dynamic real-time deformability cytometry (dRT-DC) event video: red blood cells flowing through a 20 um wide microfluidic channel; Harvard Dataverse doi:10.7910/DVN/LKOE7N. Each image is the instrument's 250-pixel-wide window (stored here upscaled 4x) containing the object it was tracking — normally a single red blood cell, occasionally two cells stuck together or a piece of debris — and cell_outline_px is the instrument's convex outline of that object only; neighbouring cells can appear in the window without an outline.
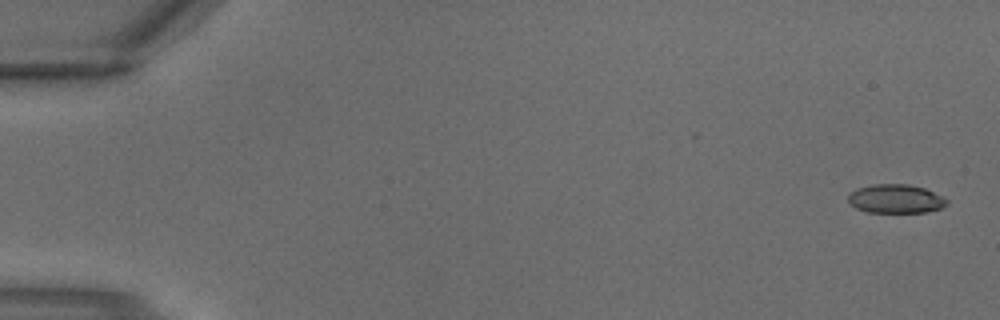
{"species": "common noctule bat (a hibernating species)", "species_latin": "Nyctalus noctula", "temperature_condition": "warm", "stored_images_in_passage": 3, "camera_frame_rate_fps": 3000, "um_per_image_px": 0.085, "animal": {"sex": "male", "body_mass_g": 18.8}, "frame": {"image": 1, "passage_image": 1, "time_ms": 0.0, "image_size_px": [1000, 320], "cell_outline_px": [[948, 204], [940, 208], [924, 212], [868, 212], [856, 208], [848, 200], [848, 192], [856, 188], [872, 184], [908, 184], [924, 188], [948, 200]], "centroid_in_image_um": [76.09, 16.89], "position_along_channel_um": 8.9, "area_um2": 16.47}}
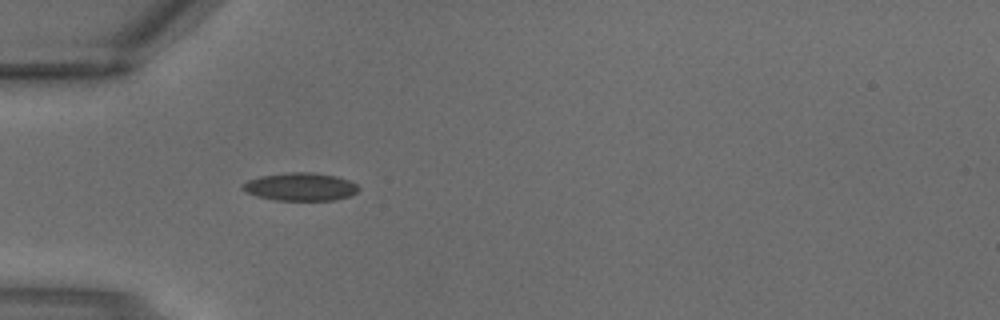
{"frame": {"image": 2, "passage_image": 3, "time_ms": 0.667, "image_size_px": [1000, 320], "cell_outline_px": [[360, 188], [352, 196], [332, 200], [276, 200], [256, 196], [244, 192], [240, 188], [248, 180], [260, 176], [292, 172], [312, 172], [336, 176], [348, 180], [356, 184]], "centroid_in_image_um": [25.53, 15.88], "position_along_channel_um": 59.5, "area_um2": 18.9}}